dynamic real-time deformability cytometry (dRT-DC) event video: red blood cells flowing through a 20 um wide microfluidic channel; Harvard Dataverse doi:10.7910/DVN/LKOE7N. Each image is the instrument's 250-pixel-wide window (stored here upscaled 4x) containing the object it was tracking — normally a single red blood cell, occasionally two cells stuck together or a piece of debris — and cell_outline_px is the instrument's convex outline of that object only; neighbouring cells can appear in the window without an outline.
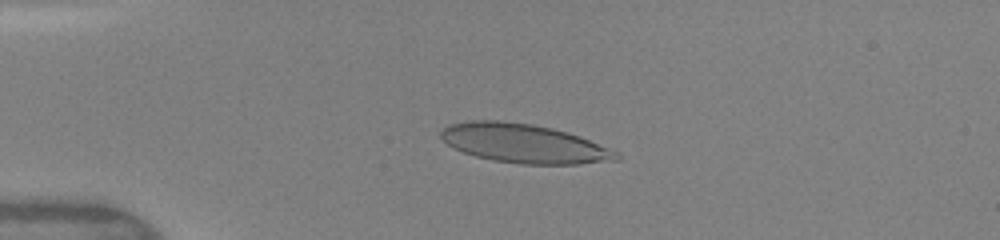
{"species": "human", "species_latin": "Homo sapiens", "temperature_condition": "warm", "stored_images_in_passage": 39, "camera_frame_rate_fps": 3000, "um_per_image_px": 0.085, "donor": {"sex": "female"}, "frame": {"image": 1, "passage_image": 3, "time_ms": 0.667, "image_size_px": [1000, 240], "cell_outline_px": [[620, 160], [580, 164], [520, 164], [492, 160], [476, 156], [464, 152], [448, 144], [440, 136], [440, 132], [448, 124], [468, 120], [496, 120], [532, 124], [552, 128], [568, 132], [580, 136], [612, 148], [620, 152]], "centroid_in_image_um": [44.59, 12.19], "position_along_channel_um": 40.4, "area_um2": 40.11}}
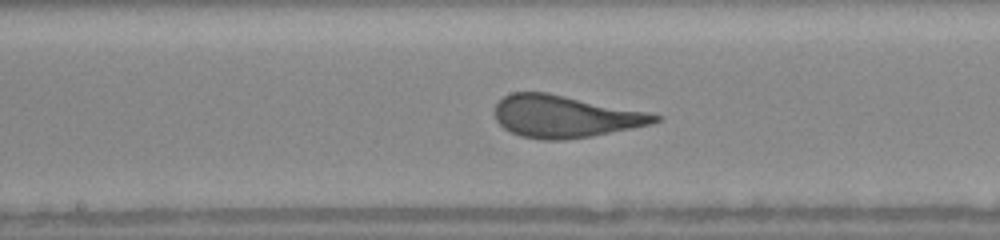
{"frame": {"image": 2, "passage_image": 17, "time_ms": 5.333, "image_size_px": [1000, 240], "cell_outline_px": [[664, 116], [660, 120], [652, 124], [592, 136], [564, 140], [544, 140], [520, 136], [504, 128], [496, 120], [492, 112], [496, 104], [504, 96], [512, 92], [548, 92], [648, 112]], "centroid_in_image_um": [48.0, 9.89], "position_along_channel_um": 200.2, "area_um2": 39.54}}
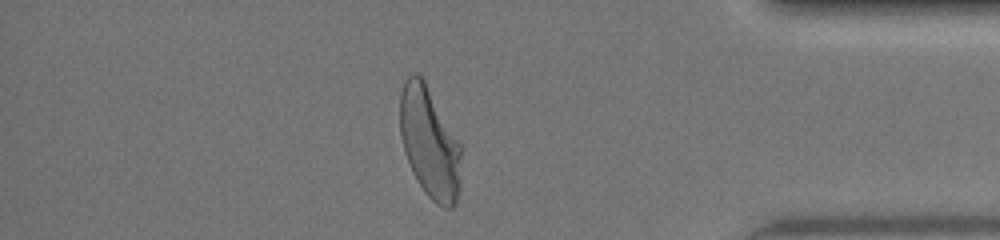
{"frame": {"image": 3, "passage_image": 33, "time_ms": 10.667, "image_size_px": [1000, 240], "cell_outline_px": [[460, 188], [456, 204], [452, 208], [444, 208], [436, 204], [424, 192], [416, 180], [412, 172], [404, 152], [400, 136], [400, 92], [404, 80], [412, 72], [416, 72], [424, 80], [460, 144]], "centroid_in_image_um": [36.49, 12.15], "position_along_channel_um": 398.7, "area_um2": 39.59}, "authors_computed_cell_mechanics": {"area_um2": 39.593, "velocity_mm_per_s": 4.1978, "shape_relaxation_time_tau1_ms": 4.2482, "shape_relaxation_time_tau2_ms": null, "deformation_change_tau1": 0.2044, "deformation_change_tau2": null}}